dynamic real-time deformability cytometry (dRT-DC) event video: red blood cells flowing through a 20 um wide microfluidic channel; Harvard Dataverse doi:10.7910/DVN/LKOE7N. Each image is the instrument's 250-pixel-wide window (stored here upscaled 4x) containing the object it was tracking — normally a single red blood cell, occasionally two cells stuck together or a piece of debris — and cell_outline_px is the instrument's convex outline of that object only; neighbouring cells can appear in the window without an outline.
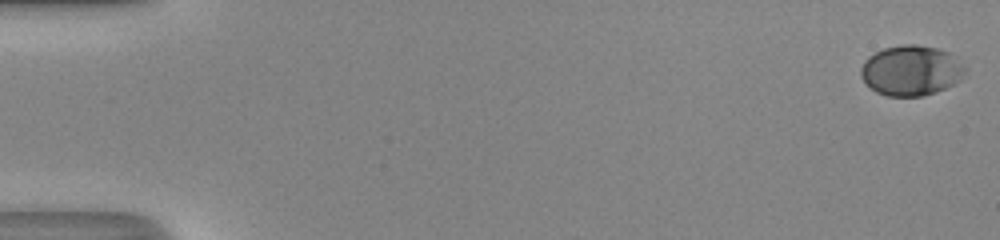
{"species": "human", "species_latin": "Homo sapiens", "temperature_condition": "room temperature", "stored_images_in_passage": 51, "camera_frame_rate_fps": 3000, "um_per_image_px": 0.085, "donor": {"sex": "male"}, "frame": {"image": 1, "passage_image": 1, "time_ms": 0.0, "image_size_px": [1000, 240], "cell_outline_px": [[968, 68], [960, 80], [936, 92], [924, 96], [888, 96], [876, 92], [864, 84], [860, 76], [860, 68], [864, 60], [868, 56], [884, 48], [900, 44], [916, 44], [936, 48], [948, 52]], "centroid_in_image_um": [77.41, 5.99], "position_along_channel_um": 7.6, "area_um2": 30.81}}
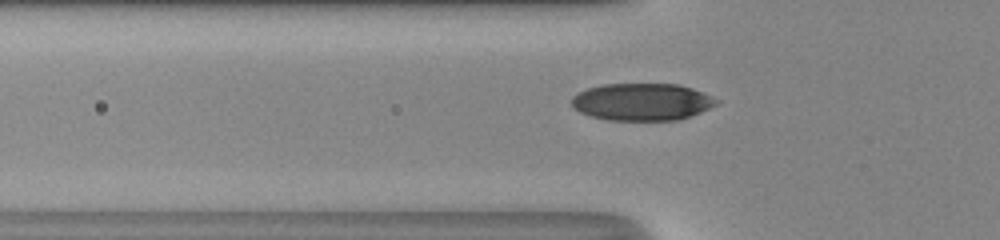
{"frame": {"image": 2, "passage_image": 19, "time_ms": 6.0, "image_size_px": [1000, 240], "cell_outline_px": [[720, 100], [716, 104], [700, 112], [680, 120], [608, 120], [592, 116], [580, 112], [572, 108], [572, 96], [588, 88], [600, 84], [676, 84], [692, 88], [712, 96]], "centroid_in_image_um": [54.56, 8.66], "position_along_channel_um": 71.2, "area_um2": 31.39}}
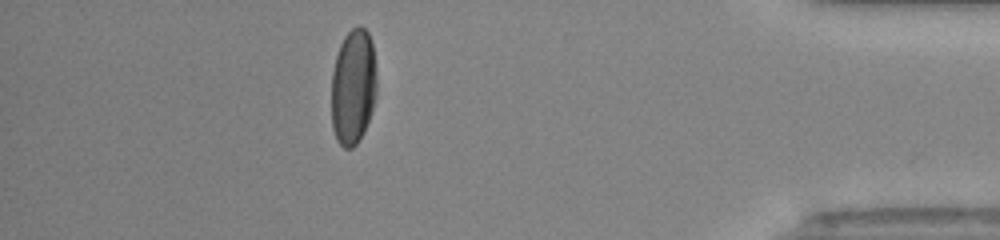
{"frame": {"image": 3, "passage_image": 46, "time_ms": 15.0, "image_size_px": [1000, 240], "cell_outline_px": [[376, 96], [372, 112], [364, 132], [356, 144], [352, 148], [344, 148], [336, 140], [332, 128], [332, 72], [336, 56], [340, 44], [344, 36], [352, 28], [360, 24], [368, 32], [372, 44], [376, 68]], "centroid_in_image_um": [30.03, 7.38], "position_along_channel_um": 405.2, "area_um2": 30.87}, "authors_computed_cell_mechanics": {"area_um2": 31.0386, "velocity_mm_per_s": 4.2003, "shape_relaxation_time_tau1_ms": 3.4608, "shape_relaxation_time_tau2_ms": null, "deformation_change_tau1": 0.1821, "deformation_change_tau2": null}}